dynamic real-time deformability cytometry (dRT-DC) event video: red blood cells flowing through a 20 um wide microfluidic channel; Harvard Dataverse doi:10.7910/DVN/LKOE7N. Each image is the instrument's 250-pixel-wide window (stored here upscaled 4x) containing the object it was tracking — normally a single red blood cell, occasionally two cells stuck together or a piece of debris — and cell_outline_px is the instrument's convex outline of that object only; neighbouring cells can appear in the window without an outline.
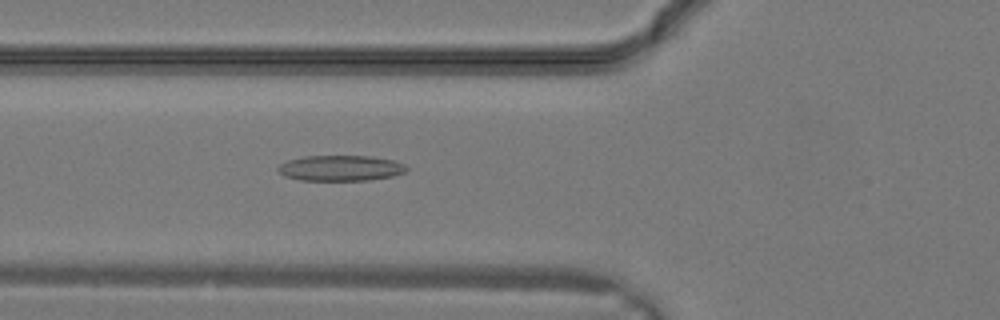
{"species": "common noctule bat (a hibernating species)", "species_latin": "Nyctalus noctula", "temperature_condition": "warm", "stored_images_in_passage": 28, "camera_frame_rate_fps": 3000, "um_per_image_px": 0.085, "animal": {"sex": "male", "body_mass_g": 19.2, "forearm_length_mm": 51.8}, "frame": {"image": 1, "passage_image": 9, "time_ms": 2.667, "image_size_px": [1000, 320], "cell_outline_px": [[408, 168], [404, 172], [392, 176], [368, 180], [300, 180], [284, 176], [276, 168], [280, 164], [288, 160], [304, 156], [372, 156], [392, 160], [404, 164]], "centroid_in_image_um": [28.93, 14.28], "position_along_channel_um": 96.9, "area_um2": 19.07}}
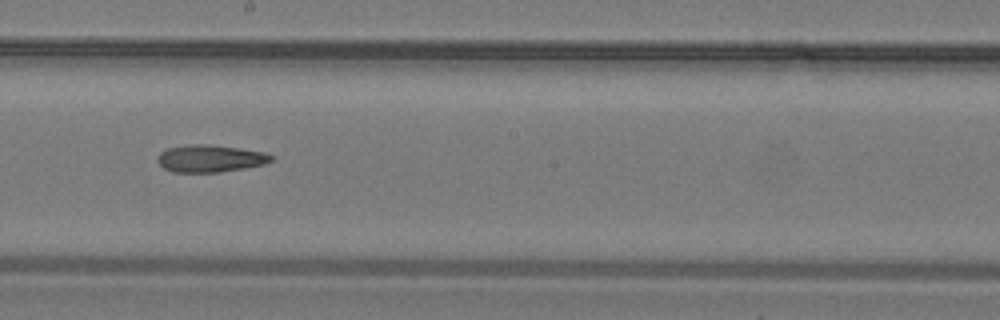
{"frame": {"image": 2, "passage_image": 15, "time_ms": 4.667, "image_size_px": [1000, 320], "cell_outline_px": [[276, 156], [272, 160], [264, 164], [244, 168], [220, 172], [172, 172], [164, 168], [156, 160], [156, 156], [160, 152], [168, 148], [192, 144], [204, 144], [240, 148], [264, 152]], "centroid_in_image_um": [17.86, 13.47], "position_along_channel_um": 230.3, "area_um2": 18.09}}
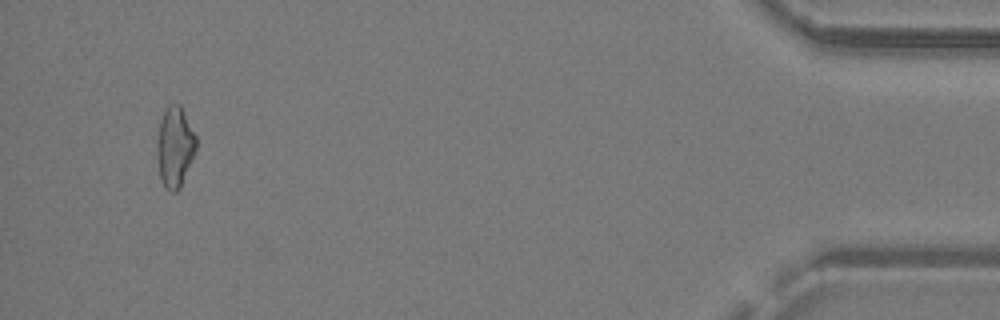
{"frame": {"image": 3, "passage_image": 27, "time_ms": 8.667, "image_size_px": [1000, 320], "cell_outline_px": [[196, 152], [180, 188], [176, 192], [168, 192], [164, 188], [160, 180], [156, 156], [156, 144], [160, 120], [168, 104], [180, 104], [196, 136]], "centroid_in_image_um": [14.84, 12.53], "position_along_channel_um": 420.4, "area_um2": 18.73}}